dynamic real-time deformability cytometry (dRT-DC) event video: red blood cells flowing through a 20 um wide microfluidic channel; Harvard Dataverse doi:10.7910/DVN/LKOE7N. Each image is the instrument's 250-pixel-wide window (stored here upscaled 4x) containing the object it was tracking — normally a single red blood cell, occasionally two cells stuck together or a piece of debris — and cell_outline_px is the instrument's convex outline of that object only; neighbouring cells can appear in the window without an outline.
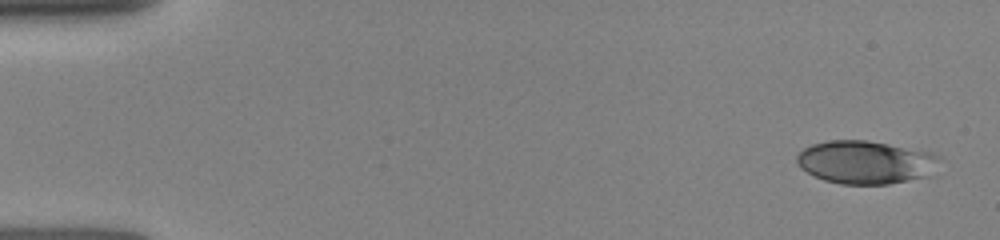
{"species": "human", "species_latin": "Homo sapiens", "temperature_condition": "room temperature", "stored_images_in_passage": 32, "camera_frame_rate_fps": 3000, "um_per_image_px": 0.085, "donor": {"sex": "female"}, "frame": {"image": 1, "passage_image": 1, "time_ms": 0.0, "image_size_px": [1000, 240], "cell_outline_px": [[940, 176], [888, 184], [840, 184], [824, 180], [800, 168], [796, 160], [796, 156], [804, 148], [812, 144], [828, 140], [864, 140], [888, 144], [932, 152], [940, 156]], "centroid_in_image_um": [73.72, 13.81], "position_along_channel_um": 11.3, "area_um2": 36.76}}
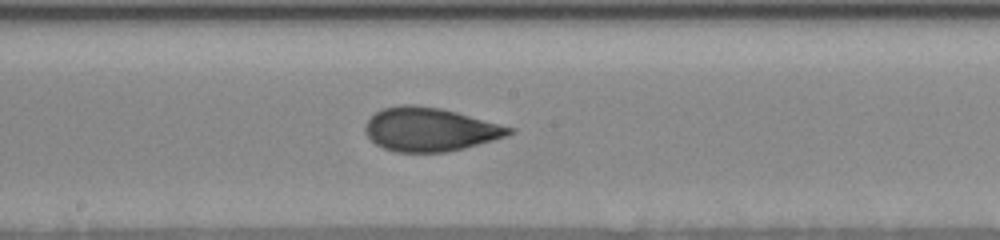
{"frame": {"image": 2, "passage_image": 17, "time_ms": 8.0, "image_size_px": [1000, 240], "cell_outline_px": [[516, 132], [508, 136], [464, 148], [448, 152], [396, 152], [384, 148], [376, 144], [364, 132], [364, 124], [376, 112], [384, 108], [400, 104], [412, 104], [440, 108], [456, 112], [516, 128]], "centroid_in_image_um": [36.56, 11.0], "position_along_channel_um": 211.6, "area_um2": 36.7}}
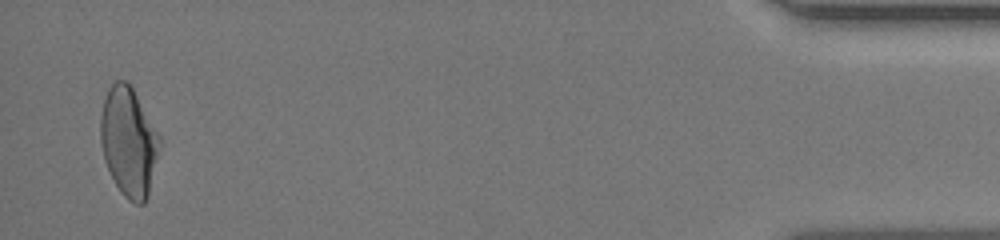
{"frame": {"image": 3, "passage_image": 31, "time_ms": 15.0, "image_size_px": [1000, 240], "cell_outline_px": [[160, 144], [148, 196], [144, 204], [136, 204], [128, 200], [120, 192], [104, 160], [100, 144], [100, 116], [104, 96], [108, 88], [116, 80], [128, 80], [160, 136]], "centroid_in_image_um": [10.91, 12.03], "position_along_channel_um": 424.3, "area_um2": 37.57}}